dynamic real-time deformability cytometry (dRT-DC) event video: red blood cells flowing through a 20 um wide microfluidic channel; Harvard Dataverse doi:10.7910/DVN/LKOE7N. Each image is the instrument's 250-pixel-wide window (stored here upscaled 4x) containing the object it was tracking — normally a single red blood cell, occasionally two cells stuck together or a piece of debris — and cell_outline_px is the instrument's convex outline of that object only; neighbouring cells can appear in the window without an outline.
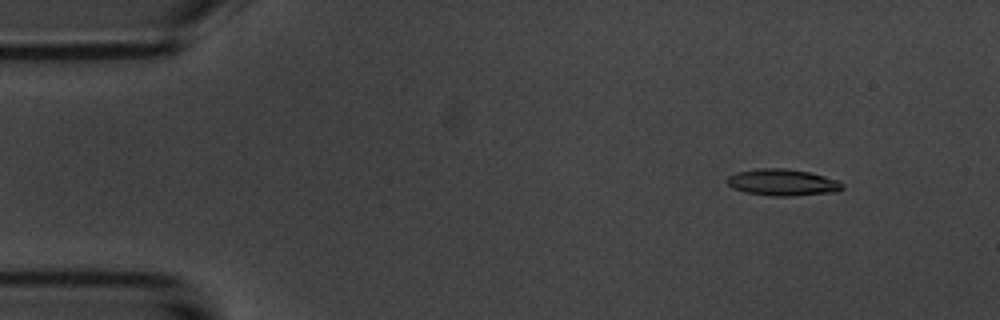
{"species": "common noctule bat (a hibernating species)", "species_latin": "Nyctalus noctula", "temperature_condition": "room temperature", "stored_images_in_passage": 5, "camera_frame_rate_fps": 3000, "um_per_image_px": 0.085, "animal": {"sex": "male", "body_mass_g": 20.1, "forearm_length_mm": 53.5}, "frame": {"image": 1, "passage_image": 2, "time_ms": 1.333, "image_size_px": [1000, 320], "cell_outline_px": [[844, 188], [840, 192], [792, 196], [772, 196], [744, 192], [732, 188], [724, 180], [728, 176], [736, 172], [756, 168], [784, 168], [808, 172], [840, 180], [844, 184]], "centroid_in_image_um": [66.53, 15.51], "position_along_channel_um": 18.5, "area_um2": 18.26}}
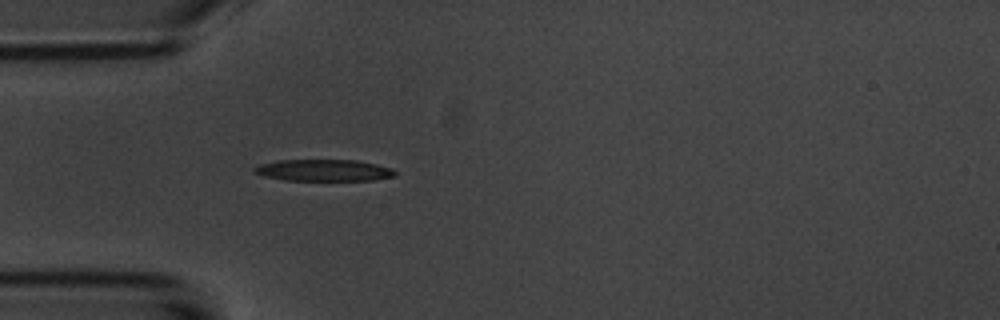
{"frame": {"image": 2, "passage_image": 5, "time_ms": 4.667, "image_size_px": [1000, 320], "cell_outline_px": [[396, 176], [372, 180], [284, 180], [264, 176], [252, 172], [252, 168], [260, 164], [276, 160], [356, 160], [376, 164], [392, 168], [396, 172]], "centroid_in_image_um": [27.49, 14.47], "position_along_channel_um": 57.5, "area_um2": 17.8}}